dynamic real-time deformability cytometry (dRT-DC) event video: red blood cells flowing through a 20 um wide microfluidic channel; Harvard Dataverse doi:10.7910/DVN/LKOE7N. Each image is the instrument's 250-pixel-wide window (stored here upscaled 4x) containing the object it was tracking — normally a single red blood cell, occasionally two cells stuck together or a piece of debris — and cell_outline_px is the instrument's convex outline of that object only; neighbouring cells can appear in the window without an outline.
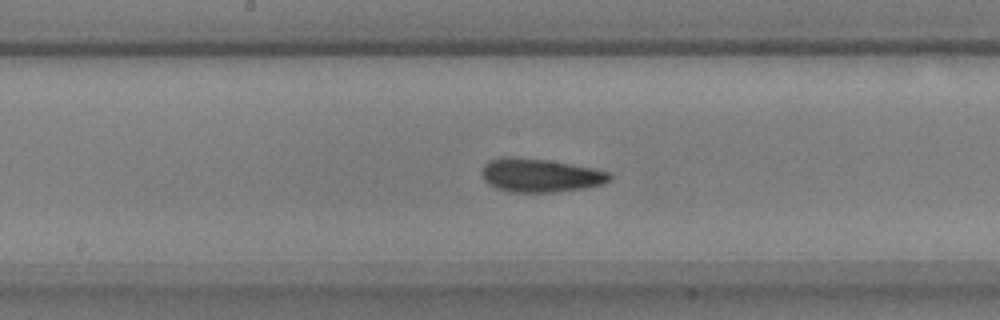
{"species": "common noctule bat (a hibernating species)", "species_latin": "Nyctalus noctula", "temperature_condition": "warm", "stored_images_in_passage": 38, "camera_frame_rate_fps": 3000, "um_per_image_px": 0.085, "animal": {"sex": "male", "body_mass_g": 17.9, "forearm_length_mm": 54.2}, "frame": {"image": 1, "passage_image": 12, "time_ms": 3.667, "image_size_px": [1000, 320], "cell_outline_px": [[612, 180], [604, 184], [588, 188], [556, 192], [508, 192], [496, 188], [488, 184], [484, 180], [480, 172], [484, 164], [488, 160], [504, 156], [512, 156], [548, 160], [592, 168], [608, 172], [612, 176]], "centroid_in_image_um": [45.9, 14.91], "position_along_channel_um": 202.3, "area_um2": 25.37}}
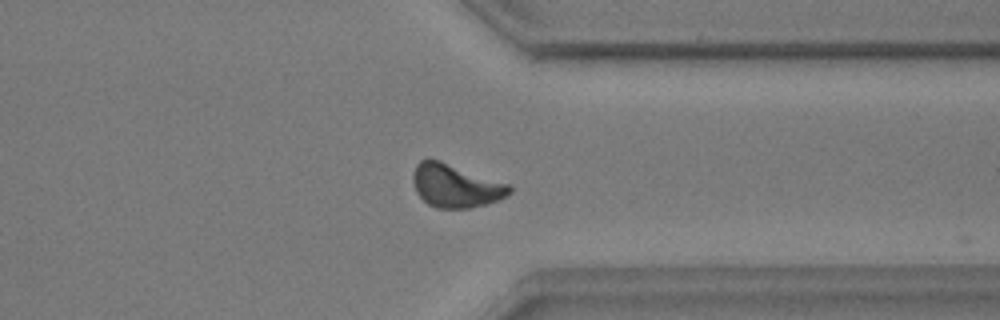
{"frame": {"image": 2, "passage_image": 26, "time_ms": 8.333, "image_size_px": [1000, 320], "cell_outline_px": [[512, 192], [508, 196], [500, 200], [468, 208], [436, 208], [428, 204], [416, 192], [412, 180], [412, 172], [416, 164], [420, 160], [440, 160], [512, 184]], "centroid_in_image_um": [38.76, 15.78], "position_along_channel_um": 372.6, "area_um2": 24.62}}
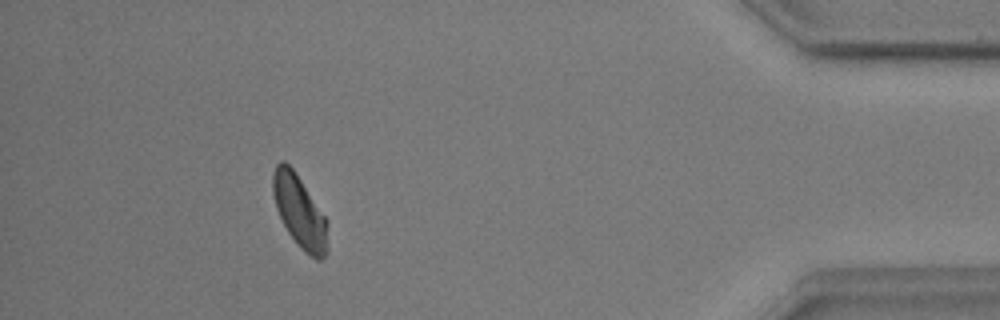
{"frame": {"image": 3, "passage_image": 33, "time_ms": 10.667, "image_size_px": [1000, 320], "cell_outline_px": [[328, 252], [320, 260], [316, 260], [304, 252], [300, 248], [288, 232], [276, 208], [272, 192], [272, 176], [276, 164], [280, 160], [284, 160], [296, 172], [328, 220]], "centroid_in_image_um": [25.49, 17.99], "position_along_channel_um": 409.7, "area_um2": 23.47}, "authors_computed_cell_mechanics": {"area_um2": 23.4379, "velocity_mm_per_s": 3.6904, "shape_relaxation_time_tau1_ms": 4.2394, "shape_relaxation_time_tau2_ms": 2.6746, "deformation_change_tau1": 0.1188, "deformation_change_tau2": 0.0928}}